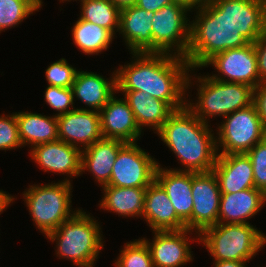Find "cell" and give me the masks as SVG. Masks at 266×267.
<instances>
[{"mask_svg":"<svg viewBox=\"0 0 266 267\" xmlns=\"http://www.w3.org/2000/svg\"><path fill=\"white\" fill-rule=\"evenodd\" d=\"M130 54L131 63L115 70L117 90L147 92L174 110L186 106V80L193 70L184 57L155 52Z\"/></svg>","mask_w":266,"mask_h":267,"instance_id":"1","label":"cell"},{"mask_svg":"<svg viewBox=\"0 0 266 267\" xmlns=\"http://www.w3.org/2000/svg\"><path fill=\"white\" fill-rule=\"evenodd\" d=\"M210 125L196 117L187 106L169 116L156 134L184 167L170 169L194 173L212 171L218 153L216 133Z\"/></svg>","mask_w":266,"mask_h":267,"instance_id":"2","label":"cell"},{"mask_svg":"<svg viewBox=\"0 0 266 267\" xmlns=\"http://www.w3.org/2000/svg\"><path fill=\"white\" fill-rule=\"evenodd\" d=\"M194 11L196 15L190 21V42L184 57L193 71L203 68L215 54L249 43L211 1L191 13Z\"/></svg>","mask_w":266,"mask_h":267,"instance_id":"3","label":"cell"},{"mask_svg":"<svg viewBox=\"0 0 266 267\" xmlns=\"http://www.w3.org/2000/svg\"><path fill=\"white\" fill-rule=\"evenodd\" d=\"M101 226L94 217L79 210L46 238L56 242V256L65 258L74 266L94 267L104 248Z\"/></svg>","mask_w":266,"mask_h":267,"instance_id":"4","label":"cell"},{"mask_svg":"<svg viewBox=\"0 0 266 267\" xmlns=\"http://www.w3.org/2000/svg\"><path fill=\"white\" fill-rule=\"evenodd\" d=\"M192 80H196L195 84L198 87L196 88L197 100L193 103L189 98L188 101L189 95L186 93V106L196 117L207 124H209L210 117L224 118L228 114L253 104L254 88L249 85L215 80L208 74L192 77L190 72L186 80V91H189L192 85L194 86Z\"/></svg>","mask_w":266,"mask_h":267,"instance_id":"5","label":"cell"},{"mask_svg":"<svg viewBox=\"0 0 266 267\" xmlns=\"http://www.w3.org/2000/svg\"><path fill=\"white\" fill-rule=\"evenodd\" d=\"M214 261L249 262L266 244V234L250 223H217L199 235Z\"/></svg>","mask_w":266,"mask_h":267,"instance_id":"6","label":"cell"},{"mask_svg":"<svg viewBox=\"0 0 266 267\" xmlns=\"http://www.w3.org/2000/svg\"><path fill=\"white\" fill-rule=\"evenodd\" d=\"M72 183L64 180L57 183L34 184L22 194L29 215L44 236L57 229L79 209H72ZM74 210V211H73Z\"/></svg>","mask_w":266,"mask_h":267,"instance_id":"7","label":"cell"},{"mask_svg":"<svg viewBox=\"0 0 266 267\" xmlns=\"http://www.w3.org/2000/svg\"><path fill=\"white\" fill-rule=\"evenodd\" d=\"M224 118L223 123L218 125V132H215L218 154L247 153L266 137V131L254 103Z\"/></svg>","mask_w":266,"mask_h":267,"instance_id":"8","label":"cell"},{"mask_svg":"<svg viewBox=\"0 0 266 267\" xmlns=\"http://www.w3.org/2000/svg\"><path fill=\"white\" fill-rule=\"evenodd\" d=\"M190 12L176 1L155 12L151 24L152 52L186 56L190 42V17L187 14Z\"/></svg>","mask_w":266,"mask_h":267,"instance_id":"9","label":"cell"},{"mask_svg":"<svg viewBox=\"0 0 266 267\" xmlns=\"http://www.w3.org/2000/svg\"><path fill=\"white\" fill-rule=\"evenodd\" d=\"M137 144L126 143L119 150L107 185L147 188L155 180L158 162Z\"/></svg>","mask_w":266,"mask_h":267,"instance_id":"10","label":"cell"},{"mask_svg":"<svg viewBox=\"0 0 266 267\" xmlns=\"http://www.w3.org/2000/svg\"><path fill=\"white\" fill-rule=\"evenodd\" d=\"M210 65L218 72L210 75L215 80L246 84L254 89L262 83L258 74L254 43L219 52L203 67Z\"/></svg>","mask_w":266,"mask_h":267,"instance_id":"11","label":"cell"},{"mask_svg":"<svg viewBox=\"0 0 266 267\" xmlns=\"http://www.w3.org/2000/svg\"><path fill=\"white\" fill-rule=\"evenodd\" d=\"M152 233H154L153 240L149 241L146 237H141V239L149 248L154 267H181L192 262L193 254L190 243L192 241L198 243V233L188 229L153 231ZM194 233L196 237L190 242V234Z\"/></svg>","mask_w":266,"mask_h":267,"instance_id":"12","label":"cell"},{"mask_svg":"<svg viewBox=\"0 0 266 267\" xmlns=\"http://www.w3.org/2000/svg\"><path fill=\"white\" fill-rule=\"evenodd\" d=\"M192 231L199 235L217 224L221 191L213 171L192 172Z\"/></svg>","mask_w":266,"mask_h":267,"instance_id":"13","label":"cell"},{"mask_svg":"<svg viewBox=\"0 0 266 267\" xmlns=\"http://www.w3.org/2000/svg\"><path fill=\"white\" fill-rule=\"evenodd\" d=\"M58 140L83 150L103 138L100 112L74 109L57 116Z\"/></svg>","mask_w":266,"mask_h":267,"instance_id":"14","label":"cell"},{"mask_svg":"<svg viewBox=\"0 0 266 267\" xmlns=\"http://www.w3.org/2000/svg\"><path fill=\"white\" fill-rule=\"evenodd\" d=\"M239 33L254 43L266 26V0H211Z\"/></svg>","mask_w":266,"mask_h":267,"instance_id":"15","label":"cell"},{"mask_svg":"<svg viewBox=\"0 0 266 267\" xmlns=\"http://www.w3.org/2000/svg\"><path fill=\"white\" fill-rule=\"evenodd\" d=\"M31 160L37 163L41 170L58 174H67L64 181L71 183L70 178L81 175L82 150L64 141H54L39 144L31 148Z\"/></svg>","mask_w":266,"mask_h":267,"instance_id":"16","label":"cell"},{"mask_svg":"<svg viewBox=\"0 0 266 267\" xmlns=\"http://www.w3.org/2000/svg\"><path fill=\"white\" fill-rule=\"evenodd\" d=\"M113 95L99 111L101 131L104 139H119L126 143H136L142 131L138 127L133 111L125 98Z\"/></svg>","mask_w":266,"mask_h":267,"instance_id":"17","label":"cell"},{"mask_svg":"<svg viewBox=\"0 0 266 267\" xmlns=\"http://www.w3.org/2000/svg\"><path fill=\"white\" fill-rule=\"evenodd\" d=\"M155 181L164 189L177 216L185 223L186 229L192 231V172L156 168Z\"/></svg>","mask_w":266,"mask_h":267,"instance_id":"18","label":"cell"},{"mask_svg":"<svg viewBox=\"0 0 266 267\" xmlns=\"http://www.w3.org/2000/svg\"><path fill=\"white\" fill-rule=\"evenodd\" d=\"M221 194L255 188L251 159L244 154H218L212 169Z\"/></svg>","mask_w":266,"mask_h":267,"instance_id":"19","label":"cell"},{"mask_svg":"<svg viewBox=\"0 0 266 267\" xmlns=\"http://www.w3.org/2000/svg\"><path fill=\"white\" fill-rule=\"evenodd\" d=\"M136 5L121 9L119 33L131 53L152 52V17Z\"/></svg>","mask_w":266,"mask_h":267,"instance_id":"20","label":"cell"},{"mask_svg":"<svg viewBox=\"0 0 266 267\" xmlns=\"http://www.w3.org/2000/svg\"><path fill=\"white\" fill-rule=\"evenodd\" d=\"M143 218L152 231L186 229L168 195L155 180L146 188Z\"/></svg>","mask_w":266,"mask_h":267,"instance_id":"21","label":"cell"},{"mask_svg":"<svg viewBox=\"0 0 266 267\" xmlns=\"http://www.w3.org/2000/svg\"><path fill=\"white\" fill-rule=\"evenodd\" d=\"M74 101L80 100L89 109L100 111L117 92L116 72H112L111 79L96 72L77 71L72 84ZM77 98V99H76ZM76 99V100H75Z\"/></svg>","mask_w":266,"mask_h":267,"instance_id":"22","label":"cell"},{"mask_svg":"<svg viewBox=\"0 0 266 267\" xmlns=\"http://www.w3.org/2000/svg\"><path fill=\"white\" fill-rule=\"evenodd\" d=\"M266 194L256 188L221 194L217 223L247 224L264 207Z\"/></svg>","mask_w":266,"mask_h":267,"instance_id":"23","label":"cell"},{"mask_svg":"<svg viewBox=\"0 0 266 267\" xmlns=\"http://www.w3.org/2000/svg\"><path fill=\"white\" fill-rule=\"evenodd\" d=\"M126 142L119 139H104L96 141L82 150L81 175L90 172L96 182L102 186L109 183L112 167L119 150Z\"/></svg>","mask_w":266,"mask_h":267,"instance_id":"24","label":"cell"},{"mask_svg":"<svg viewBox=\"0 0 266 267\" xmlns=\"http://www.w3.org/2000/svg\"><path fill=\"white\" fill-rule=\"evenodd\" d=\"M117 92L123 93L141 131L147 126L157 133L175 111L167 102L152 98L147 92L137 90H117Z\"/></svg>","mask_w":266,"mask_h":267,"instance_id":"25","label":"cell"},{"mask_svg":"<svg viewBox=\"0 0 266 267\" xmlns=\"http://www.w3.org/2000/svg\"><path fill=\"white\" fill-rule=\"evenodd\" d=\"M19 137L23 147L31 148L39 144L58 140L57 117L33 112H15ZM31 145V146H30Z\"/></svg>","mask_w":266,"mask_h":267,"instance_id":"26","label":"cell"},{"mask_svg":"<svg viewBox=\"0 0 266 267\" xmlns=\"http://www.w3.org/2000/svg\"><path fill=\"white\" fill-rule=\"evenodd\" d=\"M103 197L99 206L123 217H143L146 188L102 186Z\"/></svg>","mask_w":266,"mask_h":267,"instance_id":"27","label":"cell"},{"mask_svg":"<svg viewBox=\"0 0 266 267\" xmlns=\"http://www.w3.org/2000/svg\"><path fill=\"white\" fill-rule=\"evenodd\" d=\"M71 33L74 44L87 55H98L106 51L115 39L109 30L80 17L73 25Z\"/></svg>","mask_w":266,"mask_h":267,"instance_id":"28","label":"cell"},{"mask_svg":"<svg viewBox=\"0 0 266 267\" xmlns=\"http://www.w3.org/2000/svg\"><path fill=\"white\" fill-rule=\"evenodd\" d=\"M80 18L109 30L114 36L119 32L120 12L111 0H80Z\"/></svg>","mask_w":266,"mask_h":267,"instance_id":"29","label":"cell"},{"mask_svg":"<svg viewBox=\"0 0 266 267\" xmlns=\"http://www.w3.org/2000/svg\"><path fill=\"white\" fill-rule=\"evenodd\" d=\"M39 9L33 0H0V33L18 26Z\"/></svg>","mask_w":266,"mask_h":267,"instance_id":"30","label":"cell"},{"mask_svg":"<svg viewBox=\"0 0 266 267\" xmlns=\"http://www.w3.org/2000/svg\"><path fill=\"white\" fill-rule=\"evenodd\" d=\"M123 246L114 262L115 267H154L149 248L141 238Z\"/></svg>","mask_w":266,"mask_h":267,"instance_id":"31","label":"cell"},{"mask_svg":"<svg viewBox=\"0 0 266 267\" xmlns=\"http://www.w3.org/2000/svg\"><path fill=\"white\" fill-rule=\"evenodd\" d=\"M77 71L65 58H61L51 63L45 70L46 81L50 86L72 88Z\"/></svg>","mask_w":266,"mask_h":267,"instance_id":"32","label":"cell"},{"mask_svg":"<svg viewBox=\"0 0 266 267\" xmlns=\"http://www.w3.org/2000/svg\"><path fill=\"white\" fill-rule=\"evenodd\" d=\"M45 102L60 116L72 111L75 108L72 88H61L48 85L44 93Z\"/></svg>","mask_w":266,"mask_h":267,"instance_id":"33","label":"cell"},{"mask_svg":"<svg viewBox=\"0 0 266 267\" xmlns=\"http://www.w3.org/2000/svg\"><path fill=\"white\" fill-rule=\"evenodd\" d=\"M246 154L251 159L255 188L266 194V137Z\"/></svg>","mask_w":266,"mask_h":267,"instance_id":"34","label":"cell"},{"mask_svg":"<svg viewBox=\"0 0 266 267\" xmlns=\"http://www.w3.org/2000/svg\"><path fill=\"white\" fill-rule=\"evenodd\" d=\"M22 146L15 113L7 116L3 113L0 116V150H15Z\"/></svg>","mask_w":266,"mask_h":267,"instance_id":"35","label":"cell"},{"mask_svg":"<svg viewBox=\"0 0 266 267\" xmlns=\"http://www.w3.org/2000/svg\"><path fill=\"white\" fill-rule=\"evenodd\" d=\"M260 81L266 83V26L254 42Z\"/></svg>","mask_w":266,"mask_h":267,"instance_id":"36","label":"cell"},{"mask_svg":"<svg viewBox=\"0 0 266 267\" xmlns=\"http://www.w3.org/2000/svg\"><path fill=\"white\" fill-rule=\"evenodd\" d=\"M253 103L266 131V83H261L254 89Z\"/></svg>","mask_w":266,"mask_h":267,"instance_id":"37","label":"cell"},{"mask_svg":"<svg viewBox=\"0 0 266 267\" xmlns=\"http://www.w3.org/2000/svg\"><path fill=\"white\" fill-rule=\"evenodd\" d=\"M174 0H137L136 6L145 9L147 12H157L166 5H170Z\"/></svg>","mask_w":266,"mask_h":267,"instance_id":"38","label":"cell"},{"mask_svg":"<svg viewBox=\"0 0 266 267\" xmlns=\"http://www.w3.org/2000/svg\"><path fill=\"white\" fill-rule=\"evenodd\" d=\"M184 6H186L190 11L193 9H199L204 7L211 0H174Z\"/></svg>","mask_w":266,"mask_h":267,"instance_id":"39","label":"cell"},{"mask_svg":"<svg viewBox=\"0 0 266 267\" xmlns=\"http://www.w3.org/2000/svg\"><path fill=\"white\" fill-rule=\"evenodd\" d=\"M16 197L12 196L11 194H7V192H4L3 190H0V214L13 203L14 199Z\"/></svg>","mask_w":266,"mask_h":267,"instance_id":"40","label":"cell"},{"mask_svg":"<svg viewBox=\"0 0 266 267\" xmlns=\"http://www.w3.org/2000/svg\"><path fill=\"white\" fill-rule=\"evenodd\" d=\"M213 267H246L247 262L241 261H213Z\"/></svg>","mask_w":266,"mask_h":267,"instance_id":"41","label":"cell"},{"mask_svg":"<svg viewBox=\"0 0 266 267\" xmlns=\"http://www.w3.org/2000/svg\"><path fill=\"white\" fill-rule=\"evenodd\" d=\"M117 7L120 9L128 7V6H133L136 4L137 0H111Z\"/></svg>","mask_w":266,"mask_h":267,"instance_id":"42","label":"cell"},{"mask_svg":"<svg viewBox=\"0 0 266 267\" xmlns=\"http://www.w3.org/2000/svg\"><path fill=\"white\" fill-rule=\"evenodd\" d=\"M40 8L43 6L42 0H33Z\"/></svg>","mask_w":266,"mask_h":267,"instance_id":"43","label":"cell"},{"mask_svg":"<svg viewBox=\"0 0 266 267\" xmlns=\"http://www.w3.org/2000/svg\"><path fill=\"white\" fill-rule=\"evenodd\" d=\"M59 1L64 3V2H66V1H67V2L69 1V2H70V1H72V0H59ZM73 1H74V0H73ZM75 1L77 2V1H80V0H75Z\"/></svg>","mask_w":266,"mask_h":267,"instance_id":"44","label":"cell"}]
</instances>
